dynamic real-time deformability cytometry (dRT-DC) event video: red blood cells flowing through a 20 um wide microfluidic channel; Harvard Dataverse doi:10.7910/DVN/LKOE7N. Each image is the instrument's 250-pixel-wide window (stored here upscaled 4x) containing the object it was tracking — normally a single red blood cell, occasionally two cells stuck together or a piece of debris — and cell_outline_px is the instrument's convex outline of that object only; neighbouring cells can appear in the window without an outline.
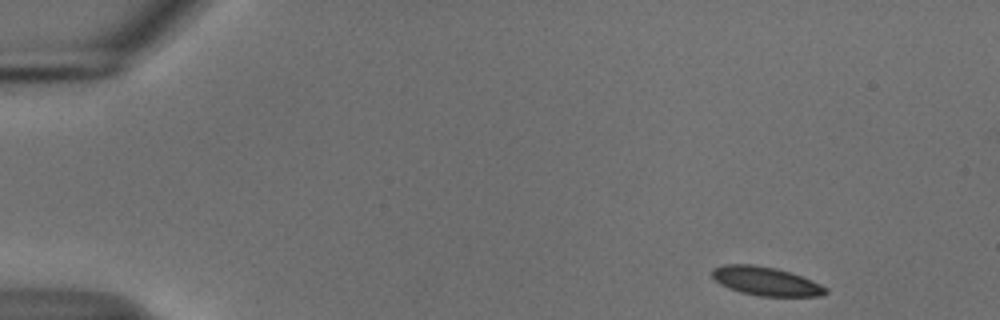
{"species": "common noctule bat (a hibernating species)", "species_latin": "Nyctalus noctula", "temperature_condition": "cold", "stored_images_in_passage": 50, "camera_frame_rate_fps": 3000, "um_per_image_px": 0.085, "animal": {"sex": "male", "body_mass_g": 18.8}, "frame": {"image": 1, "passage_image": 1, "time_ms": 0.0, "image_size_px": [1000, 320], "cell_outline_px": [[828, 292], [820, 296], [760, 296], [740, 292], [728, 288], [720, 284], [712, 276], [712, 268], [724, 264], [752, 264], [776, 268], [812, 280], [828, 288]], "centroid_in_image_um": [65.08, 23.9], "position_along_channel_um": 19.9, "area_um2": 18.96}}
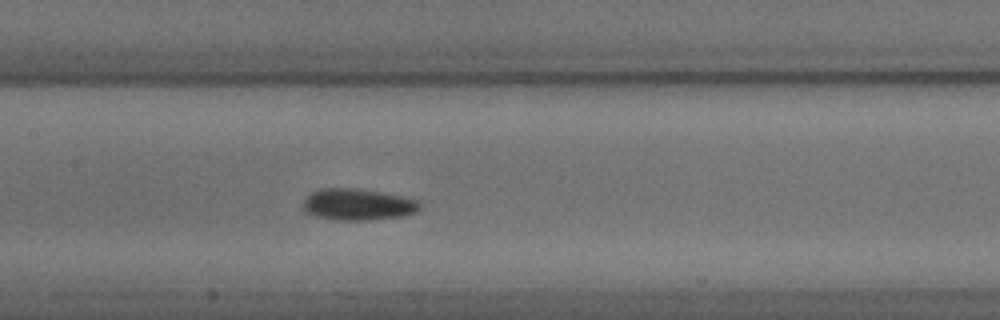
{"frame": {"image": 2, "passage_image": 22, "time_ms": 7.0, "image_size_px": [1000, 320], "cell_outline_px": [[420, 208], [416, 212], [400, 216], [368, 220], [336, 220], [316, 216], [308, 212], [304, 208], [304, 196], [320, 188], [356, 188], [384, 192], [404, 196], [420, 200]], "centroid_in_image_um": [30.44, 17.36], "position_along_channel_um": 177.0, "area_um2": 21.56}}
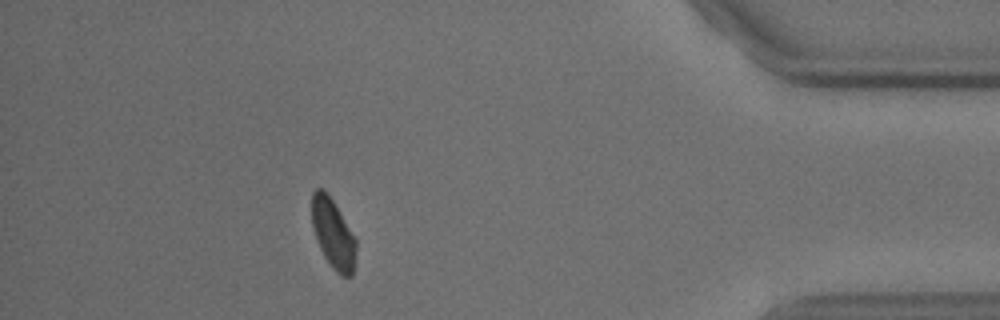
{"frame": {"image": 3, "passage_image": 44, "time_ms": 14.333, "image_size_px": [1000, 320], "cell_outline_px": [[356, 252], [352, 276], [340, 276], [332, 268], [324, 256], [320, 248], [312, 224], [312, 192], [316, 188], [320, 188], [332, 200], [356, 240]], "centroid_in_image_um": [28.31, 19.91], "position_along_channel_um": 406.9, "area_um2": 17.46}, "authors_computed_cell_mechanics": {"area_um2": 19.4786, "velocity_mm_per_s": 3.7122, "shape_relaxation_time_tau1_ms": 1.9756, "shape_relaxation_time_tau2_ms": null, "deformation_change_tau1": 0.0853, "deformation_change_tau2": null}}